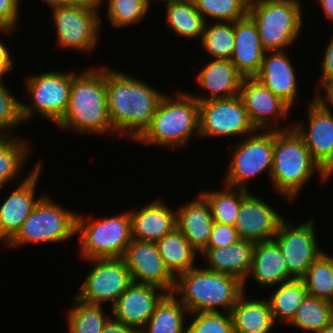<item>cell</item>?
<instances>
[{
  "mask_svg": "<svg viewBox=\"0 0 333 333\" xmlns=\"http://www.w3.org/2000/svg\"><path fill=\"white\" fill-rule=\"evenodd\" d=\"M239 96L252 125L256 130H287L293 125L277 126L280 118L287 119L291 107L280 97L273 94L256 77H243ZM278 121V122H277ZM278 128H275V127Z\"/></svg>",
  "mask_w": 333,
  "mask_h": 333,
  "instance_id": "15",
  "label": "cell"
},
{
  "mask_svg": "<svg viewBox=\"0 0 333 333\" xmlns=\"http://www.w3.org/2000/svg\"><path fill=\"white\" fill-rule=\"evenodd\" d=\"M15 29L13 28H6V27H0V32L2 33H10L13 32ZM5 31V32H4ZM13 56H10V52L3 44V41L0 39V75L4 77L5 75H8L9 72L13 70ZM8 72V73H7ZM7 73V74H6ZM4 75V76H3Z\"/></svg>",
  "mask_w": 333,
  "mask_h": 333,
  "instance_id": "47",
  "label": "cell"
},
{
  "mask_svg": "<svg viewBox=\"0 0 333 333\" xmlns=\"http://www.w3.org/2000/svg\"><path fill=\"white\" fill-rule=\"evenodd\" d=\"M199 119L200 137H245L256 131L239 95L199 102Z\"/></svg>",
  "mask_w": 333,
  "mask_h": 333,
  "instance_id": "12",
  "label": "cell"
},
{
  "mask_svg": "<svg viewBox=\"0 0 333 333\" xmlns=\"http://www.w3.org/2000/svg\"><path fill=\"white\" fill-rule=\"evenodd\" d=\"M42 164L41 160L38 161L20 185L13 192H8V198L0 206V242L4 245L17 234L23 222L45 196L44 194L38 199L35 198Z\"/></svg>",
  "mask_w": 333,
  "mask_h": 333,
  "instance_id": "17",
  "label": "cell"
},
{
  "mask_svg": "<svg viewBox=\"0 0 333 333\" xmlns=\"http://www.w3.org/2000/svg\"><path fill=\"white\" fill-rule=\"evenodd\" d=\"M76 211L62 208L45 195L17 234L6 244L10 248L26 243L62 242L76 235Z\"/></svg>",
  "mask_w": 333,
  "mask_h": 333,
  "instance_id": "8",
  "label": "cell"
},
{
  "mask_svg": "<svg viewBox=\"0 0 333 333\" xmlns=\"http://www.w3.org/2000/svg\"><path fill=\"white\" fill-rule=\"evenodd\" d=\"M197 74V83L210 92L209 97L193 95L198 102L238 96L243 76L228 59H213Z\"/></svg>",
  "mask_w": 333,
  "mask_h": 333,
  "instance_id": "25",
  "label": "cell"
},
{
  "mask_svg": "<svg viewBox=\"0 0 333 333\" xmlns=\"http://www.w3.org/2000/svg\"><path fill=\"white\" fill-rule=\"evenodd\" d=\"M329 21L333 22V0H317Z\"/></svg>",
  "mask_w": 333,
  "mask_h": 333,
  "instance_id": "49",
  "label": "cell"
},
{
  "mask_svg": "<svg viewBox=\"0 0 333 333\" xmlns=\"http://www.w3.org/2000/svg\"><path fill=\"white\" fill-rule=\"evenodd\" d=\"M107 109L117 136L136 140L150 125L165 95L146 82L106 68ZM126 132V133H125Z\"/></svg>",
  "mask_w": 333,
  "mask_h": 333,
  "instance_id": "1",
  "label": "cell"
},
{
  "mask_svg": "<svg viewBox=\"0 0 333 333\" xmlns=\"http://www.w3.org/2000/svg\"><path fill=\"white\" fill-rule=\"evenodd\" d=\"M254 244L250 240L239 239L226 247L206 248L201 253L207 262L205 268L235 276L245 287L251 269Z\"/></svg>",
  "mask_w": 333,
  "mask_h": 333,
  "instance_id": "26",
  "label": "cell"
},
{
  "mask_svg": "<svg viewBox=\"0 0 333 333\" xmlns=\"http://www.w3.org/2000/svg\"><path fill=\"white\" fill-rule=\"evenodd\" d=\"M101 333H141V331L133 327L126 326L111 317L105 324Z\"/></svg>",
  "mask_w": 333,
  "mask_h": 333,
  "instance_id": "48",
  "label": "cell"
},
{
  "mask_svg": "<svg viewBox=\"0 0 333 333\" xmlns=\"http://www.w3.org/2000/svg\"><path fill=\"white\" fill-rule=\"evenodd\" d=\"M166 293L159 287L133 282L110 308V317L141 331Z\"/></svg>",
  "mask_w": 333,
  "mask_h": 333,
  "instance_id": "20",
  "label": "cell"
},
{
  "mask_svg": "<svg viewBox=\"0 0 333 333\" xmlns=\"http://www.w3.org/2000/svg\"><path fill=\"white\" fill-rule=\"evenodd\" d=\"M76 1L80 4L99 9L98 7L101 5V3L106 0H76Z\"/></svg>",
  "mask_w": 333,
  "mask_h": 333,
  "instance_id": "51",
  "label": "cell"
},
{
  "mask_svg": "<svg viewBox=\"0 0 333 333\" xmlns=\"http://www.w3.org/2000/svg\"><path fill=\"white\" fill-rule=\"evenodd\" d=\"M331 307H332V322H333V301H331Z\"/></svg>",
  "mask_w": 333,
  "mask_h": 333,
  "instance_id": "56",
  "label": "cell"
},
{
  "mask_svg": "<svg viewBox=\"0 0 333 333\" xmlns=\"http://www.w3.org/2000/svg\"><path fill=\"white\" fill-rule=\"evenodd\" d=\"M211 22V25L205 23L201 39L202 48L211 59L230 60L235 44L234 22L216 21L214 24Z\"/></svg>",
  "mask_w": 333,
  "mask_h": 333,
  "instance_id": "36",
  "label": "cell"
},
{
  "mask_svg": "<svg viewBox=\"0 0 333 333\" xmlns=\"http://www.w3.org/2000/svg\"><path fill=\"white\" fill-rule=\"evenodd\" d=\"M199 102L179 90L174 96L164 95L150 125L135 140L146 144L178 148L199 137Z\"/></svg>",
  "mask_w": 333,
  "mask_h": 333,
  "instance_id": "5",
  "label": "cell"
},
{
  "mask_svg": "<svg viewBox=\"0 0 333 333\" xmlns=\"http://www.w3.org/2000/svg\"><path fill=\"white\" fill-rule=\"evenodd\" d=\"M56 126L71 128L81 135L87 132L117 135L108 115L105 68L93 67L73 77L67 110Z\"/></svg>",
  "mask_w": 333,
  "mask_h": 333,
  "instance_id": "2",
  "label": "cell"
},
{
  "mask_svg": "<svg viewBox=\"0 0 333 333\" xmlns=\"http://www.w3.org/2000/svg\"><path fill=\"white\" fill-rule=\"evenodd\" d=\"M308 107V129L302 123L293 126L303 138L312 159L327 174L333 168V114L314 100Z\"/></svg>",
  "mask_w": 333,
  "mask_h": 333,
  "instance_id": "19",
  "label": "cell"
},
{
  "mask_svg": "<svg viewBox=\"0 0 333 333\" xmlns=\"http://www.w3.org/2000/svg\"><path fill=\"white\" fill-rule=\"evenodd\" d=\"M231 317L235 333H272L275 325L268 299H248L245 292L233 306Z\"/></svg>",
  "mask_w": 333,
  "mask_h": 333,
  "instance_id": "28",
  "label": "cell"
},
{
  "mask_svg": "<svg viewBox=\"0 0 333 333\" xmlns=\"http://www.w3.org/2000/svg\"><path fill=\"white\" fill-rule=\"evenodd\" d=\"M309 296L333 301V257L323 252L303 278Z\"/></svg>",
  "mask_w": 333,
  "mask_h": 333,
  "instance_id": "38",
  "label": "cell"
},
{
  "mask_svg": "<svg viewBox=\"0 0 333 333\" xmlns=\"http://www.w3.org/2000/svg\"><path fill=\"white\" fill-rule=\"evenodd\" d=\"M88 218L80 214L76 217V235L80 237L83 260L123 258L132 240L130 211L95 221Z\"/></svg>",
  "mask_w": 333,
  "mask_h": 333,
  "instance_id": "7",
  "label": "cell"
},
{
  "mask_svg": "<svg viewBox=\"0 0 333 333\" xmlns=\"http://www.w3.org/2000/svg\"><path fill=\"white\" fill-rule=\"evenodd\" d=\"M213 225L209 203L201 194L176 211V227L199 253L206 249Z\"/></svg>",
  "mask_w": 333,
  "mask_h": 333,
  "instance_id": "24",
  "label": "cell"
},
{
  "mask_svg": "<svg viewBox=\"0 0 333 333\" xmlns=\"http://www.w3.org/2000/svg\"><path fill=\"white\" fill-rule=\"evenodd\" d=\"M248 6L252 5V4H255V3H258L260 2L261 0H243Z\"/></svg>",
  "mask_w": 333,
  "mask_h": 333,
  "instance_id": "53",
  "label": "cell"
},
{
  "mask_svg": "<svg viewBox=\"0 0 333 333\" xmlns=\"http://www.w3.org/2000/svg\"><path fill=\"white\" fill-rule=\"evenodd\" d=\"M133 282L174 292L176 277L165 266L155 242L132 239L123 256Z\"/></svg>",
  "mask_w": 333,
  "mask_h": 333,
  "instance_id": "16",
  "label": "cell"
},
{
  "mask_svg": "<svg viewBox=\"0 0 333 333\" xmlns=\"http://www.w3.org/2000/svg\"><path fill=\"white\" fill-rule=\"evenodd\" d=\"M150 0H107V17L115 28L140 22L150 9Z\"/></svg>",
  "mask_w": 333,
  "mask_h": 333,
  "instance_id": "40",
  "label": "cell"
},
{
  "mask_svg": "<svg viewBox=\"0 0 333 333\" xmlns=\"http://www.w3.org/2000/svg\"><path fill=\"white\" fill-rule=\"evenodd\" d=\"M23 124L21 101L0 81V137L12 136L10 132L17 125ZM16 126V127H15ZM2 132V133H1Z\"/></svg>",
  "mask_w": 333,
  "mask_h": 333,
  "instance_id": "42",
  "label": "cell"
},
{
  "mask_svg": "<svg viewBox=\"0 0 333 333\" xmlns=\"http://www.w3.org/2000/svg\"><path fill=\"white\" fill-rule=\"evenodd\" d=\"M316 94L313 100L320 105L324 110L330 111L331 107H333V81H329L322 84H317ZM320 88V89H319ZM321 90V91H320ZM319 91V92H318ZM322 91L325 92V97L320 94ZM331 106V107H329Z\"/></svg>",
  "mask_w": 333,
  "mask_h": 333,
  "instance_id": "46",
  "label": "cell"
},
{
  "mask_svg": "<svg viewBox=\"0 0 333 333\" xmlns=\"http://www.w3.org/2000/svg\"><path fill=\"white\" fill-rule=\"evenodd\" d=\"M20 0H0V27L16 29L19 23Z\"/></svg>",
  "mask_w": 333,
  "mask_h": 333,
  "instance_id": "44",
  "label": "cell"
},
{
  "mask_svg": "<svg viewBox=\"0 0 333 333\" xmlns=\"http://www.w3.org/2000/svg\"><path fill=\"white\" fill-rule=\"evenodd\" d=\"M248 276H252L261 287H275L292 279L284 255L274 239L254 244Z\"/></svg>",
  "mask_w": 333,
  "mask_h": 333,
  "instance_id": "27",
  "label": "cell"
},
{
  "mask_svg": "<svg viewBox=\"0 0 333 333\" xmlns=\"http://www.w3.org/2000/svg\"><path fill=\"white\" fill-rule=\"evenodd\" d=\"M194 319L189 321L186 333H235L231 312L189 313Z\"/></svg>",
  "mask_w": 333,
  "mask_h": 333,
  "instance_id": "41",
  "label": "cell"
},
{
  "mask_svg": "<svg viewBox=\"0 0 333 333\" xmlns=\"http://www.w3.org/2000/svg\"><path fill=\"white\" fill-rule=\"evenodd\" d=\"M157 199L130 211L132 239L157 242L176 228V212Z\"/></svg>",
  "mask_w": 333,
  "mask_h": 333,
  "instance_id": "23",
  "label": "cell"
},
{
  "mask_svg": "<svg viewBox=\"0 0 333 333\" xmlns=\"http://www.w3.org/2000/svg\"><path fill=\"white\" fill-rule=\"evenodd\" d=\"M283 219L265 200L249 192L241 200L234 227L239 239L257 243L274 239Z\"/></svg>",
  "mask_w": 333,
  "mask_h": 333,
  "instance_id": "18",
  "label": "cell"
},
{
  "mask_svg": "<svg viewBox=\"0 0 333 333\" xmlns=\"http://www.w3.org/2000/svg\"><path fill=\"white\" fill-rule=\"evenodd\" d=\"M51 10L58 46L87 53L96 48L101 24L97 8L77 3Z\"/></svg>",
  "mask_w": 333,
  "mask_h": 333,
  "instance_id": "11",
  "label": "cell"
},
{
  "mask_svg": "<svg viewBox=\"0 0 333 333\" xmlns=\"http://www.w3.org/2000/svg\"><path fill=\"white\" fill-rule=\"evenodd\" d=\"M161 1H163L164 3L165 2L167 3V2H172V1H190V0H161Z\"/></svg>",
  "mask_w": 333,
  "mask_h": 333,
  "instance_id": "55",
  "label": "cell"
},
{
  "mask_svg": "<svg viewBox=\"0 0 333 333\" xmlns=\"http://www.w3.org/2000/svg\"><path fill=\"white\" fill-rule=\"evenodd\" d=\"M317 333H333V322L331 324L325 326L323 329H321Z\"/></svg>",
  "mask_w": 333,
  "mask_h": 333,
  "instance_id": "52",
  "label": "cell"
},
{
  "mask_svg": "<svg viewBox=\"0 0 333 333\" xmlns=\"http://www.w3.org/2000/svg\"><path fill=\"white\" fill-rule=\"evenodd\" d=\"M156 245L165 266L175 277L195 268L197 251L177 227L157 241Z\"/></svg>",
  "mask_w": 333,
  "mask_h": 333,
  "instance_id": "30",
  "label": "cell"
},
{
  "mask_svg": "<svg viewBox=\"0 0 333 333\" xmlns=\"http://www.w3.org/2000/svg\"><path fill=\"white\" fill-rule=\"evenodd\" d=\"M250 191L226 185L225 189L202 191L201 195L209 203L213 221L234 226L241 200Z\"/></svg>",
  "mask_w": 333,
  "mask_h": 333,
  "instance_id": "34",
  "label": "cell"
},
{
  "mask_svg": "<svg viewBox=\"0 0 333 333\" xmlns=\"http://www.w3.org/2000/svg\"><path fill=\"white\" fill-rule=\"evenodd\" d=\"M284 52L265 51L261 69L255 77L292 108L298 94V80L293 63Z\"/></svg>",
  "mask_w": 333,
  "mask_h": 333,
  "instance_id": "21",
  "label": "cell"
},
{
  "mask_svg": "<svg viewBox=\"0 0 333 333\" xmlns=\"http://www.w3.org/2000/svg\"><path fill=\"white\" fill-rule=\"evenodd\" d=\"M307 295L303 279H291L275 287L271 296L266 298L270 303L274 323L281 320L289 324Z\"/></svg>",
  "mask_w": 333,
  "mask_h": 333,
  "instance_id": "32",
  "label": "cell"
},
{
  "mask_svg": "<svg viewBox=\"0 0 333 333\" xmlns=\"http://www.w3.org/2000/svg\"><path fill=\"white\" fill-rule=\"evenodd\" d=\"M42 1L45 2L48 6H50V8L70 6L78 3L76 0H42Z\"/></svg>",
  "mask_w": 333,
  "mask_h": 333,
  "instance_id": "50",
  "label": "cell"
},
{
  "mask_svg": "<svg viewBox=\"0 0 333 333\" xmlns=\"http://www.w3.org/2000/svg\"><path fill=\"white\" fill-rule=\"evenodd\" d=\"M94 263L81 285L77 299L87 304H115L120 295L133 283L123 258L89 259Z\"/></svg>",
  "mask_w": 333,
  "mask_h": 333,
  "instance_id": "13",
  "label": "cell"
},
{
  "mask_svg": "<svg viewBox=\"0 0 333 333\" xmlns=\"http://www.w3.org/2000/svg\"><path fill=\"white\" fill-rule=\"evenodd\" d=\"M239 240L234 226L214 222L206 248L226 247Z\"/></svg>",
  "mask_w": 333,
  "mask_h": 333,
  "instance_id": "43",
  "label": "cell"
},
{
  "mask_svg": "<svg viewBox=\"0 0 333 333\" xmlns=\"http://www.w3.org/2000/svg\"><path fill=\"white\" fill-rule=\"evenodd\" d=\"M333 176V168L327 173V179L329 180V177L331 178Z\"/></svg>",
  "mask_w": 333,
  "mask_h": 333,
  "instance_id": "54",
  "label": "cell"
},
{
  "mask_svg": "<svg viewBox=\"0 0 333 333\" xmlns=\"http://www.w3.org/2000/svg\"><path fill=\"white\" fill-rule=\"evenodd\" d=\"M284 218L274 237L282 251L288 274L303 279L311 264L323 253L316 239L315 221L310 219L295 226Z\"/></svg>",
  "mask_w": 333,
  "mask_h": 333,
  "instance_id": "14",
  "label": "cell"
},
{
  "mask_svg": "<svg viewBox=\"0 0 333 333\" xmlns=\"http://www.w3.org/2000/svg\"><path fill=\"white\" fill-rule=\"evenodd\" d=\"M315 173L321 182L327 181V174L312 159L303 138L295 129L273 130V165L270 175L273 189L293 202Z\"/></svg>",
  "mask_w": 333,
  "mask_h": 333,
  "instance_id": "3",
  "label": "cell"
},
{
  "mask_svg": "<svg viewBox=\"0 0 333 333\" xmlns=\"http://www.w3.org/2000/svg\"><path fill=\"white\" fill-rule=\"evenodd\" d=\"M71 307L66 316L69 333H101L110 319L102 305L87 304L76 298Z\"/></svg>",
  "mask_w": 333,
  "mask_h": 333,
  "instance_id": "37",
  "label": "cell"
},
{
  "mask_svg": "<svg viewBox=\"0 0 333 333\" xmlns=\"http://www.w3.org/2000/svg\"><path fill=\"white\" fill-rule=\"evenodd\" d=\"M329 43L326 45V49L321 64V80L320 84L333 81V34L329 39Z\"/></svg>",
  "mask_w": 333,
  "mask_h": 333,
  "instance_id": "45",
  "label": "cell"
},
{
  "mask_svg": "<svg viewBox=\"0 0 333 333\" xmlns=\"http://www.w3.org/2000/svg\"><path fill=\"white\" fill-rule=\"evenodd\" d=\"M176 297L172 292L161 298L141 333H186L185 317L189 312Z\"/></svg>",
  "mask_w": 333,
  "mask_h": 333,
  "instance_id": "29",
  "label": "cell"
},
{
  "mask_svg": "<svg viewBox=\"0 0 333 333\" xmlns=\"http://www.w3.org/2000/svg\"><path fill=\"white\" fill-rule=\"evenodd\" d=\"M261 132L256 130L236 142L230 153L232 157L225 175V185L247 190L245 182L265 171L270 179L273 165V130Z\"/></svg>",
  "mask_w": 333,
  "mask_h": 333,
  "instance_id": "10",
  "label": "cell"
},
{
  "mask_svg": "<svg viewBox=\"0 0 333 333\" xmlns=\"http://www.w3.org/2000/svg\"><path fill=\"white\" fill-rule=\"evenodd\" d=\"M193 2L206 22H209L208 17L216 19L214 22H235L248 15L249 6L243 0H193Z\"/></svg>",
  "mask_w": 333,
  "mask_h": 333,
  "instance_id": "39",
  "label": "cell"
},
{
  "mask_svg": "<svg viewBox=\"0 0 333 333\" xmlns=\"http://www.w3.org/2000/svg\"><path fill=\"white\" fill-rule=\"evenodd\" d=\"M331 323V302L307 295L289 325L317 333Z\"/></svg>",
  "mask_w": 333,
  "mask_h": 333,
  "instance_id": "35",
  "label": "cell"
},
{
  "mask_svg": "<svg viewBox=\"0 0 333 333\" xmlns=\"http://www.w3.org/2000/svg\"><path fill=\"white\" fill-rule=\"evenodd\" d=\"M26 140L18 136L15 138L14 135L0 137V190L23 173L25 160L32 149Z\"/></svg>",
  "mask_w": 333,
  "mask_h": 333,
  "instance_id": "33",
  "label": "cell"
},
{
  "mask_svg": "<svg viewBox=\"0 0 333 333\" xmlns=\"http://www.w3.org/2000/svg\"><path fill=\"white\" fill-rule=\"evenodd\" d=\"M165 7L166 24L174 35L186 39H202L206 21L198 12L193 0L167 2Z\"/></svg>",
  "mask_w": 333,
  "mask_h": 333,
  "instance_id": "31",
  "label": "cell"
},
{
  "mask_svg": "<svg viewBox=\"0 0 333 333\" xmlns=\"http://www.w3.org/2000/svg\"><path fill=\"white\" fill-rule=\"evenodd\" d=\"M76 74V71H51L26 76V92L32 103L21 102L23 122L40 114L56 125L67 110L72 79Z\"/></svg>",
  "mask_w": 333,
  "mask_h": 333,
  "instance_id": "9",
  "label": "cell"
},
{
  "mask_svg": "<svg viewBox=\"0 0 333 333\" xmlns=\"http://www.w3.org/2000/svg\"><path fill=\"white\" fill-rule=\"evenodd\" d=\"M244 291L237 277L197 266L176 277L173 293L189 313H197L221 311L219 307L231 312Z\"/></svg>",
  "mask_w": 333,
  "mask_h": 333,
  "instance_id": "4",
  "label": "cell"
},
{
  "mask_svg": "<svg viewBox=\"0 0 333 333\" xmlns=\"http://www.w3.org/2000/svg\"><path fill=\"white\" fill-rule=\"evenodd\" d=\"M235 44L230 61L243 77H255L262 66L263 49L255 22L247 15L234 22Z\"/></svg>",
  "mask_w": 333,
  "mask_h": 333,
  "instance_id": "22",
  "label": "cell"
},
{
  "mask_svg": "<svg viewBox=\"0 0 333 333\" xmlns=\"http://www.w3.org/2000/svg\"><path fill=\"white\" fill-rule=\"evenodd\" d=\"M300 0H261L248 7L265 51H283L298 39L302 23Z\"/></svg>",
  "mask_w": 333,
  "mask_h": 333,
  "instance_id": "6",
  "label": "cell"
}]
</instances>
